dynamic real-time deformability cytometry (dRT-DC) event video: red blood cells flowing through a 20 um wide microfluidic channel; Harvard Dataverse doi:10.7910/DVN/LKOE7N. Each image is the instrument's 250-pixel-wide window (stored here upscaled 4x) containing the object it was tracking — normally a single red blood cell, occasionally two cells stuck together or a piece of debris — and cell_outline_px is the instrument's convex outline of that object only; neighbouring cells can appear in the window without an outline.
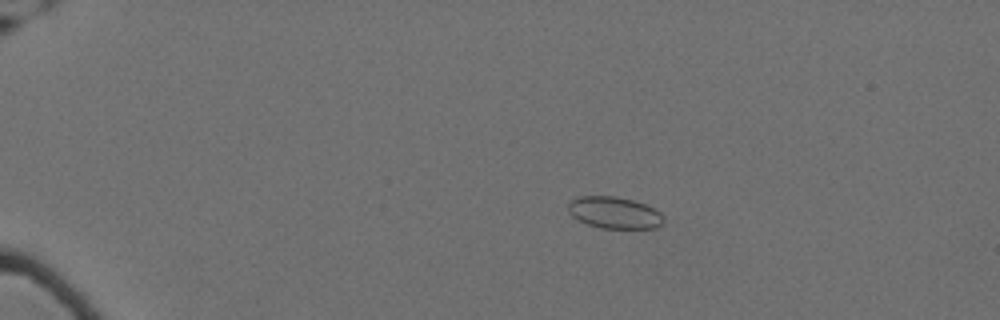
{"species": "Egyptian fruit bat (a non-hibernating species)", "species_latin": "Rousettus aegyptiacus", "temperature_condition": "cold", "stored_images_in_passage": 61, "camera_frame_rate_fps": 3000, "um_per_image_px": 0.085, "animal": {"sex": "female"}, "frame": {"image": 1, "passage_image": 14, "time_ms": 4.333, "image_size_px": [1000, 320], "cell_outline_px": [[664, 224], [656, 228], [600, 228], [588, 224], [572, 216], [568, 212], [568, 204], [572, 200], [580, 196], [616, 196], [632, 200], [644, 204], [660, 212], [664, 216]], "centroid_in_image_um": [52.24, 18.08], "position_along_channel_um": 32.8, "area_um2": 17.63}}
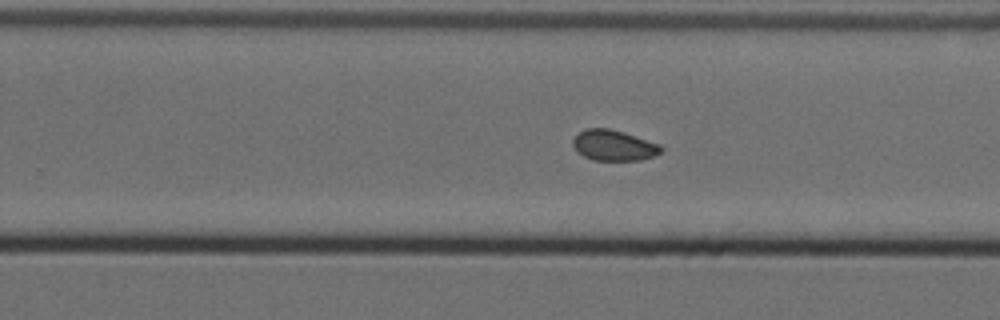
{"frame": {"image": 2, "passage_image": 42, "time_ms": 13.667, "image_size_px": [1000, 320], "cell_outline_px": [[664, 148], [656, 156], [640, 160], [592, 160], [576, 152], [572, 144], [572, 140], [584, 128], [608, 128], [624, 132], [660, 144]], "centroid_in_image_um": [52.17, 12.36], "position_along_channel_um": 277.6, "area_um2": 15.9}}
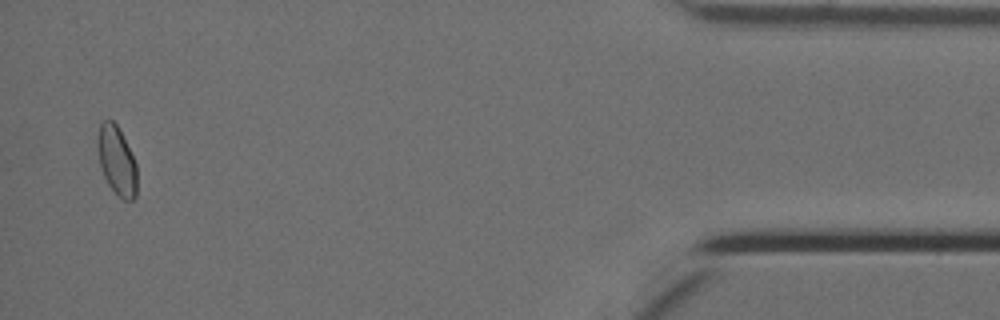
{"frame": {"image": 3, "passage_image": 60, "time_ms": 19.667, "image_size_px": [1000, 320], "cell_outline_px": [[136, 196], [132, 200], [124, 200], [108, 184], [104, 176], [100, 164], [96, 148], [96, 140], [100, 120], [112, 120], [116, 124], [136, 164]], "centroid_in_image_um": [9.88, 13.62], "position_along_channel_um": 425.3, "area_um2": 15.61}, "authors_computed_cell_mechanics": {"area_um2": 16.2996, "velocity_mm_per_s": 3.4888, "shape_relaxation_time_tau1_ms": null, "shape_relaxation_time_tau2_ms": 2.6067, "deformation_change_tau1": null, "deformation_change_tau2": 0.0549}}